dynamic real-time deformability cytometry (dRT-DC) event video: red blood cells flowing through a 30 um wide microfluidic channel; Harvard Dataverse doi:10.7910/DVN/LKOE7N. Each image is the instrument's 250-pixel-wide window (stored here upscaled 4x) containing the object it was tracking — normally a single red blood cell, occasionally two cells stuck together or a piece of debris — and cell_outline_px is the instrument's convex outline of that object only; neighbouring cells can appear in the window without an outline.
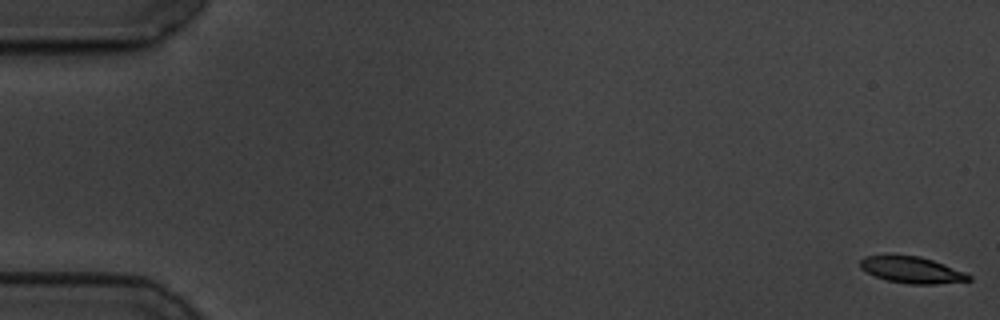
{"species": "common noctule bat (a hibernating species)", "species_latin": "Nyctalus noctula", "temperature_condition": "cold", "stored_images_in_passage": 17, "camera_frame_rate_fps": 3000, "um_per_image_px": 0.085, "animal": {"sex": "male", "body_mass_g": 19.5, "forearm_length_mm": 54.6}, "frame": {"image": 1, "passage_image": 1, "time_ms": 0.0, "image_size_px": [1000, 320], "cell_outline_px": [[972, 280], [936, 284], [908, 284], [888, 280], [876, 276], [860, 268], [860, 260], [864, 256], [920, 256], [944, 264], [964, 272], [972, 276]], "centroid_in_image_um": [77.53, 22.95], "position_along_channel_um": 7.5, "area_um2": 16.42}}